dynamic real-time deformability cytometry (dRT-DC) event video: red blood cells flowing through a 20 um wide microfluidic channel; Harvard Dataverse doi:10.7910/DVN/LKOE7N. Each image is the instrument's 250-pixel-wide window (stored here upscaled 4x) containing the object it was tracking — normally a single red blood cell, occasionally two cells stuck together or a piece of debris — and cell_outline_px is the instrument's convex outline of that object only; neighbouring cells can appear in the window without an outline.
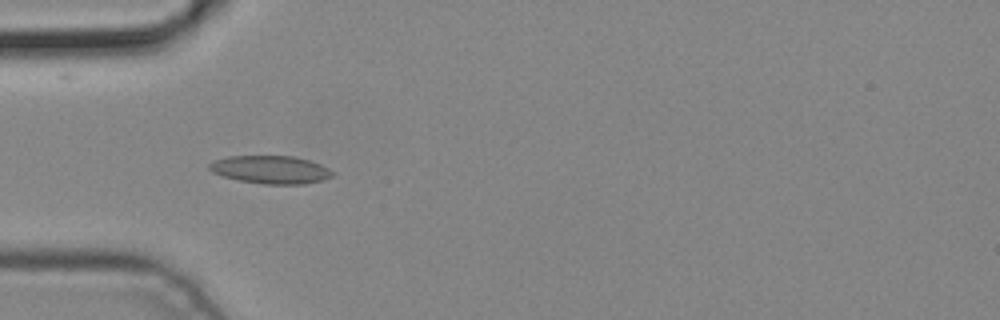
{"species": "common noctule bat (a hibernating species)", "species_latin": "Nyctalus noctula", "temperature_condition": "cold", "stored_images_in_passage": 4, "camera_frame_rate_fps": 3000, "um_per_image_px": 0.085, "animal": {"sex": "male", "body_mass_g": 19.2, "forearm_length_mm": 51.8}, "frame": {"image": 1, "passage_image": 4, "time_ms": 1.0, "image_size_px": [1000, 320], "cell_outline_px": [[336, 172], [332, 176], [320, 180], [304, 184], [264, 184], [240, 180], [224, 176], [212, 172], [208, 168], [208, 164], [212, 160], [228, 156], [292, 156], [308, 160], [320, 164]], "centroid_in_image_um": [22.98, 14.41], "position_along_channel_um": 62.0, "area_um2": 20.0}}